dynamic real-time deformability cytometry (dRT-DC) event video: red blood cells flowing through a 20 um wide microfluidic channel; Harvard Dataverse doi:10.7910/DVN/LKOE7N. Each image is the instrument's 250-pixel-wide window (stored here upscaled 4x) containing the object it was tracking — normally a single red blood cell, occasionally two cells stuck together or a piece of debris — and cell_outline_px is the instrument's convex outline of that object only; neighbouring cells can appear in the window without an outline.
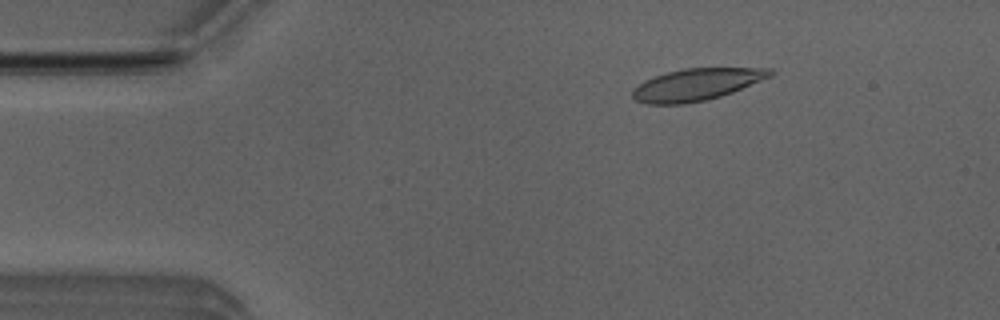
{"species": "Egyptian fruit bat (a non-hibernating species)", "species_latin": "Rousettus aegyptiacus", "temperature_condition": "room temperature", "stored_images_in_passage": 4, "camera_frame_rate_fps": 3000, "um_per_image_px": 0.085, "animal": {"sex": "male"}, "frame": {"image": 1, "passage_image": 2, "time_ms": 0.333, "image_size_px": [1000, 320], "cell_outline_px": [[776, 72], [772, 76], [732, 92], [720, 96], [704, 100], [684, 104], [648, 104], [636, 100], [632, 96], [632, 88], [644, 80], [668, 72], [684, 68], [772, 68]], "centroid_in_image_um": [59.21, 7.18], "position_along_channel_um": 25.8, "area_um2": 25.55}}